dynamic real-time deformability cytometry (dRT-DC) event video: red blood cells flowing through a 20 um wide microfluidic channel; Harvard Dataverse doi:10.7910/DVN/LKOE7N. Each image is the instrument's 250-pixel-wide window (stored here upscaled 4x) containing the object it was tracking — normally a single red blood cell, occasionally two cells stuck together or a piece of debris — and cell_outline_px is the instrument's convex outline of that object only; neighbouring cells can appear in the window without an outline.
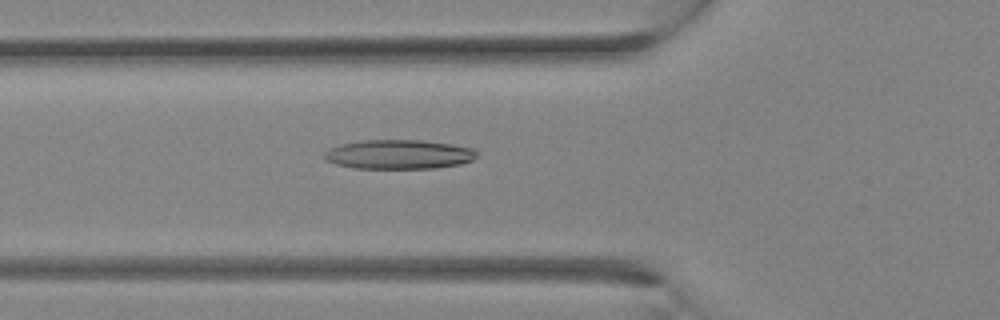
{"species": "Egyptian fruit bat (a non-hibernating species)", "species_latin": "Rousettus aegyptiacus", "temperature_condition": "room temperature", "stored_images_in_passage": 13, "camera_frame_rate_fps": 3000, "um_per_image_px": 0.085, "animal": {"sex": "female"}, "frame": {"image": 1, "passage_image": 11, "time_ms": 3.333, "image_size_px": [1000, 320], "cell_outline_px": [[476, 156], [472, 160], [460, 164], [436, 168], [352, 168], [336, 164], [324, 160], [324, 152], [328, 148], [340, 144], [364, 140], [420, 140], [452, 144], [476, 148]], "centroid_in_image_um": [33.88, 13.12], "position_along_channel_um": 91.9, "area_um2": 26.18}}
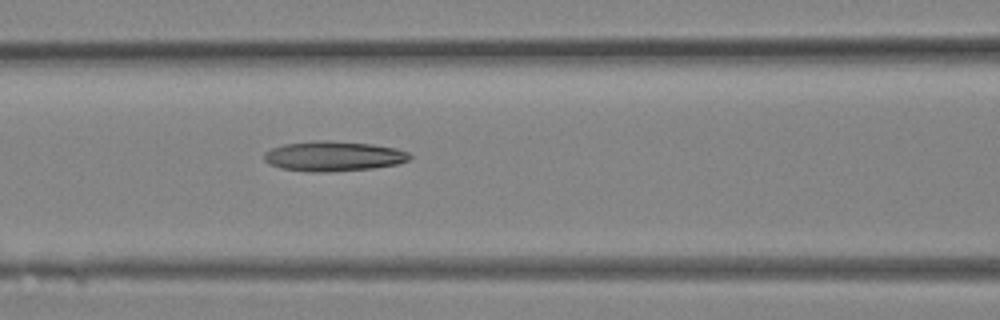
{"frame": {"image": 2, "passage_image": 13, "time_ms": 4.0, "image_size_px": [1000, 320], "cell_outline_px": [[412, 156], [408, 160], [396, 164], [372, 168], [328, 172], [308, 172], [280, 168], [268, 164], [264, 160], [264, 152], [272, 148], [284, 144], [316, 140], [328, 140], [372, 144], [396, 148], [408, 152]], "centroid_in_image_um": [28.31, 13.27], "position_along_channel_um": 138.3, "area_um2": 25.55}}